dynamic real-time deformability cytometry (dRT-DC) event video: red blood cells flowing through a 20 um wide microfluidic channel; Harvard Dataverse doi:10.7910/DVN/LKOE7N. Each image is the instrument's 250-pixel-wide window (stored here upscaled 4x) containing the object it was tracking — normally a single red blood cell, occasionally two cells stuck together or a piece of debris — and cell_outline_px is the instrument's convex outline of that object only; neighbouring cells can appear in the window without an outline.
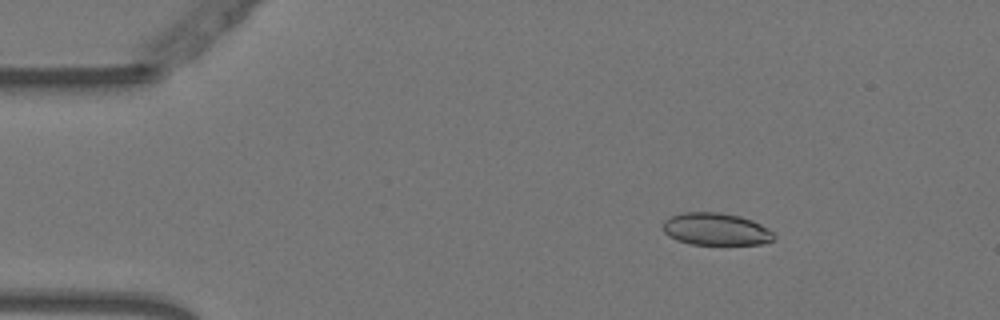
{"species": "Egyptian fruit bat (a non-hibernating species)", "species_latin": "Rousettus aegyptiacus", "temperature_condition": "warm", "stored_images_in_passage": 54, "camera_frame_rate_fps": 3000, "um_per_image_px": 0.085, "animal": {"sex": "female"}, "frame": {"image": 1, "passage_image": 8, "time_ms": 2.333, "image_size_px": [1000, 320], "cell_outline_px": [[776, 236], [772, 240], [764, 244], [688, 244], [676, 240], [668, 236], [664, 232], [664, 220], [672, 216], [684, 212], [720, 212], [740, 216], [752, 220], [768, 228]], "centroid_in_image_um": [60.86, 19.48], "position_along_channel_um": 24.1, "area_um2": 20.92}}
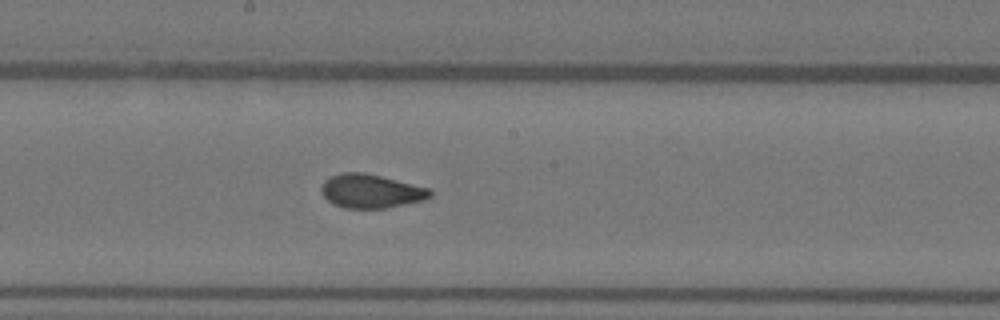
{"frame": {"image": 2, "passage_image": 29, "time_ms": 9.333, "image_size_px": [1000, 320], "cell_outline_px": [[432, 196], [424, 200], [384, 208], [344, 208], [332, 204], [324, 196], [320, 188], [324, 180], [328, 176], [340, 172], [364, 172], [432, 188]], "centroid_in_image_um": [31.52, 16.23], "position_along_channel_um": 216.7, "area_um2": 21.68}}
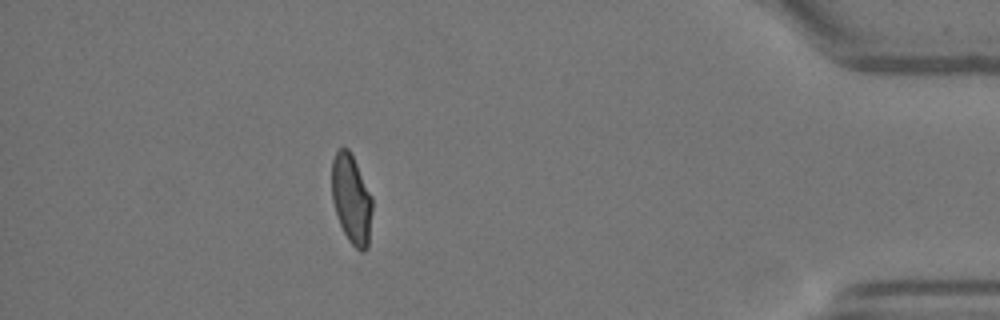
{"frame": {"image": 3, "passage_image": 48, "time_ms": 15.667, "image_size_px": [1000, 320], "cell_outline_px": [[372, 212], [368, 248], [364, 252], [360, 252], [348, 240], [340, 224], [332, 200], [332, 160], [336, 152], [340, 148], [348, 148], [372, 196]], "centroid_in_image_um": [29.88, 16.96], "position_along_channel_um": 405.3, "area_um2": 20.92}, "authors_computed_cell_mechanics": {"area_um2": 21.6172, "velocity_mm_per_s": 3.7572, "shape_relaxation_time_tau1_ms": 8.3354, "shape_relaxation_time_tau2_ms": 0.8209, "deformation_change_tau1": 0.2242, "deformation_change_tau2": 0.0592}}